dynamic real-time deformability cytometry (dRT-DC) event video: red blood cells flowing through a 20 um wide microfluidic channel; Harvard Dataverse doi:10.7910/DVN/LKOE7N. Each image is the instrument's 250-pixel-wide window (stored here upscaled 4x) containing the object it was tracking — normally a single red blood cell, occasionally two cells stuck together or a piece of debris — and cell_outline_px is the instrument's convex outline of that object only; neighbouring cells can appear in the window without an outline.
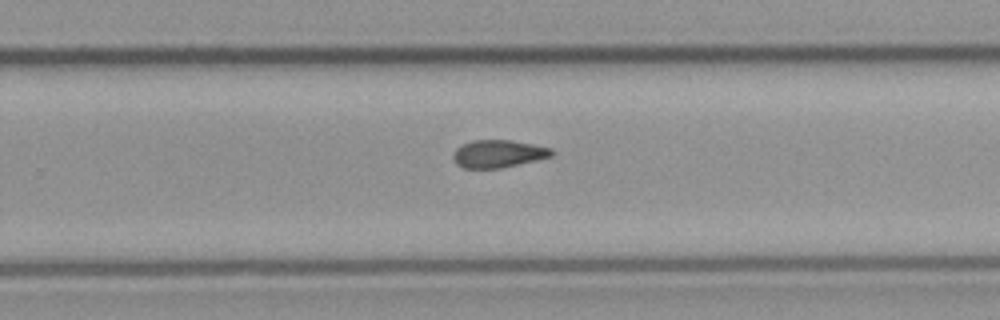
{"species": "common noctule bat (a hibernating species)", "species_latin": "Nyctalus noctula", "temperature_condition": "cold", "stored_images_in_passage": 16, "segment_of_instrument_passage": [2, 2], "camera_frame_rate_fps": 3000, "um_per_image_px": 0.085, "animal": {"sex": "male", "body_mass_g": 23.1, "forearm_length_mm": 52.7}, "frame": {"image": 1, "passage_image": 16, "time_ms": 5.0, "image_size_px": [1000, 320], "cell_outline_px": [[556, 152], [552, 156], [536, 160], [500, 168], [464, 168], [456, 164], [452, 156], [456, 148], [460, 144], [472, 140], [512, 140], [552, 148]], "centroid_in_image_um": [42.34, 13.06], "position_along_channel_um": 287.5, "area_um2": 15.95}}